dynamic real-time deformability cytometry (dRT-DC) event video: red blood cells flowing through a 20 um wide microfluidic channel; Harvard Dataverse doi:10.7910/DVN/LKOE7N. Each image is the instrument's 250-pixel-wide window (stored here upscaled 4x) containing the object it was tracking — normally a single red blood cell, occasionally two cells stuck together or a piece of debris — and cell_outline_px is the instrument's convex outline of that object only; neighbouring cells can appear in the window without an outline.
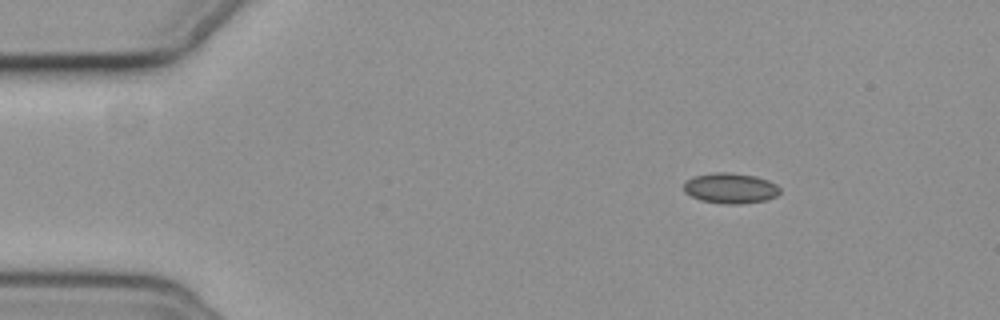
{"species": "common noctule bat (a hibernating species)", "species_latin": "Nyctalus noctula", "temperature_condition": "cold", "stored_images_in_passage": 50, "camera_frame_rate_fps": 3000, "um_per_image_px": 0.085, "animal": {"sex": "female", "body_mass_g": 19.3, "forearm_length_mm": 54.1}, "frame": {"image": 1, "passage_image": 1, "time_ms": 0.0, "image_size_px": [1000, 320], "cell_outline_px": [[780, 192], [776, 196], [768, 200], [740, 204], [724, 204], [700, 200], [684, 192], [684, 180], [692, 176], [712, 172], [732, 172], [756, 176], [768, 180], [776, 184], [780, 188]], "centroid_in_image_um": [62.07, 15.98], "position_along_channel_um": 22.9, "area_um2": 17.4}}
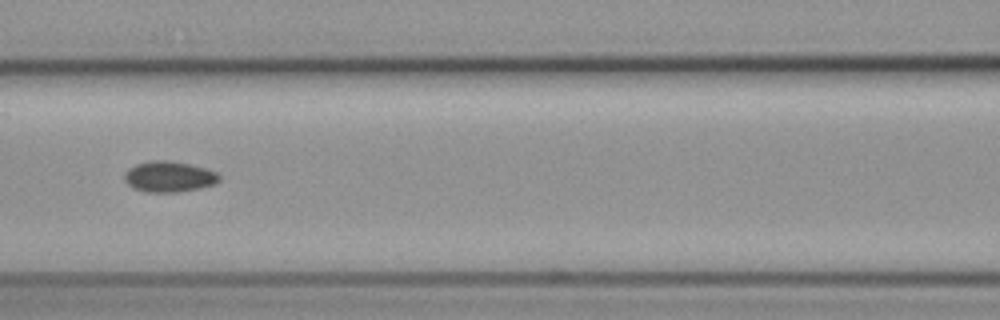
{"frame": {"image": 2, "passage_image": 18, "time_ms": 5.667, "image_size_px": [1000, 320], "cell_outline_px": [[220, 180], [216, 184], [200, 188], [176, 192], [144, 192], [132, 188], [124, 180], [124, 172], [128, 168], [136, 164], [148, 160], [172, 160], [208, 168], [216, 172], [220, 176]], "centroid_in_image_um": [14.36, 15.0], "position_along_channel_um": 152.2, "area_um2": 17.4}}
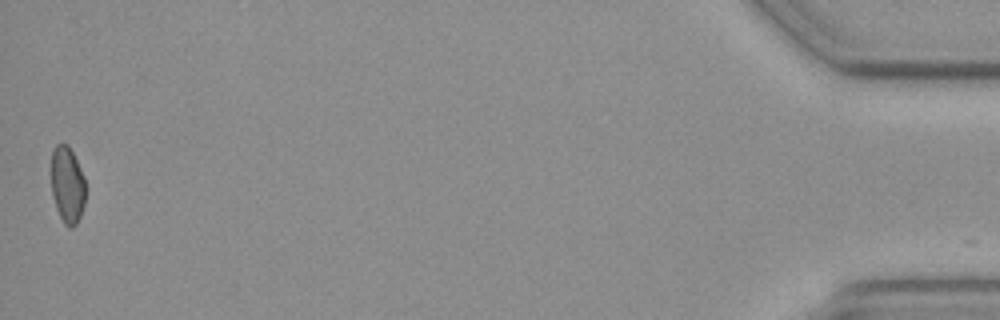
{"frame": {"image": 3, "passage_image": 49, "time_ms": 16.0, "image_size_px": [1000, 320], "cell_outline_px": [[84, 204], [80, 216], [76, 224], [72, 228], [68, 228], [64, 224], [56, 208], [52, 196], [52, 148], [56, 144], [68, 144], [84, 176]], "centroid_in_image_um": [5.71, 15.72], "position_along_channel_um": 429.5, "area_um2": 15.2}, "authors_computed_cell_mechanics": {"area_um2": 16.3285, "velocity_mm_per_s": 3.6831, "shape_relaxation_time_tau1_ms": null, "shape_relaxation_time_tau2_ms": 11.1774, "deformation_change_tau1": null, "deformation_change_tau2": 0.1223}}